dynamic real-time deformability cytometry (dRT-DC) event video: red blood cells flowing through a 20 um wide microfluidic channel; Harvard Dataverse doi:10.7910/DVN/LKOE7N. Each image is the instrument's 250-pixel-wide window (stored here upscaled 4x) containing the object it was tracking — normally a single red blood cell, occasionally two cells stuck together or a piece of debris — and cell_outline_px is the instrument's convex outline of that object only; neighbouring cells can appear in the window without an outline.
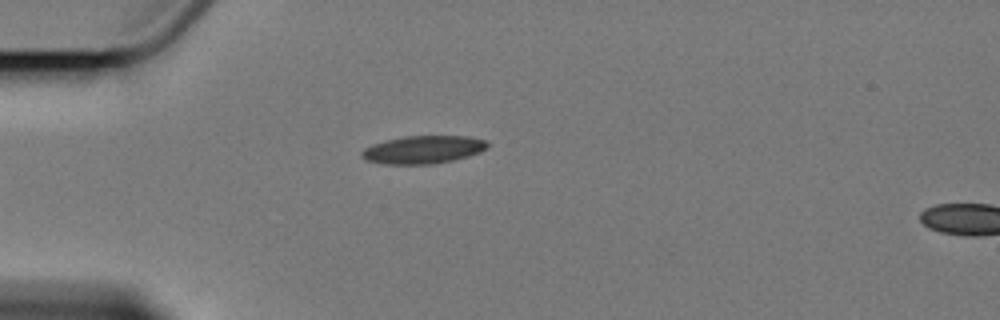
{"species": "Egyptian fruit bat (a non-hibernating species)", "species_latin": "Rousettus aegyptiacus", "temperature_condition": "cold", "stored_images_in_passage": 5, "camera_frame_rate_fps": 3000, "um_per_image_px": 0.085, "animal": {"sex": "female"}, "frame": {"image": 1, "passage_image": 5, "time_ms": 5.0, "image_size_px": [1000, 320], "cell_outline_px": [[488, 148], [480, 152], [468, 156], [452, 160], [432, 164], [384, 164], [368, 160], [360, 156], [360, 152], [364, 148], [372, 144], [384, 140], [404, 136], [468, 136], [484, 140], [488, 144]], "centroid_in_image_um": [35.94, 12.71], "position_along_channel_um": 49.1, "area_um2": 20.46}}